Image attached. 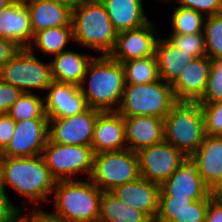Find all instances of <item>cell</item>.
Here are the masks:
<instances>
[{
	"label": "cell",
	"mask_w": 222,
	"mask_h": 222,
	"mask_svg": "<svg viewBox=\"0 0 222 222\" xmlns=\"http://www.w3.org/2000/svg\"><path fill=\"white\" fill-rule=\"evenodd\" d=\"M56 182L42 155L0 157L1 187L6 191V185L10 186L33 206L40 205L41 201L49 202Z\"/></svg>",
	"instance_id": "obj_1"
},
{
	"label": "cell",
	"mask_w": 222,
	"mask_h": 222,
	"mask_svg": "<svg viewBox=\"0 0 222 222\" xmlns=\"http://www.w3.org/2000/svg\"><path fill=\"white\" fill-rule=\"evenodd\" d=\"M125 85L122 63L109 55H100L89 63L79 87L88 107L105 112L118 110Z\"/></svg>",
	"instance_id": "obj_2"
},
{
	"label": "cell",
	"mask_w": 222,
	"mask_h": 222,
	"mask_svg": "<svg viewBox=\"0 0 222 222\" xmlns=\"http://www.w3.org/2000/svg\"><path fill=\"white\" fill-rule=\"evenodd\" d=\"M57 181L53 190L54 211L62 222H99L102 190L90 179Z\"/></svg>",
	"instance_id": "obj_3"
},
{
	"label": "cell",
	"mask_w": 222,
	"mask_h": 222,
	"mask_svg": "<svg viewBox=\"0 0 222 222\" xmlns=\"http://www.w3.org/2000/svg\"><path fill=\"white\" fill-rule=\"evenodd\" d=\"M71 24L76 43L100 55H109L113 51L118 32L101 0H86L72 9Z\"/></svg>",
	"instance_id": "obj_4"
},
{
	"label": "cell",
	"mask_w": 222,
	"mask_h": 222,
	"mask_svg": "<svg viewBox=\"0 0 222 222\" xmlns=\"http://www.w3.org/2000/svg\"><path fill=\"white\" fill-rule=\"evenodd\" d=\"M206 136L198 102L178 101L164 118V140L185 156L193 155Z\"/></svg>",
	"instance_id": "obj_5"
},
{
	"label": "cell",
	"mask_w": 222,
	"mask_h": 222,
	"mask_svg": "<svg viewBox=\"0 0 222 222\" xmlns=\"http://www.w3.org/2000/svg\"><path fill=\"white\" fill-rule=\"evenodd\" d=\"M177 102L173 88L162 79L148 84H126L117 112L122 116L164 119Z\"/></svg>",
	"instance_id": "obj_6"
},
{
	"label": "cell",
	"mask_w": 222,
	"mask_h": 222,
	"mask_svg": "<svg viewBox=\"0 0 222 222\" xmlns=\"http://www.w3.org/2000/svg\"><path fill=\"white\" fill-rule=\"evenodd\" d=\"M34 51L19 48L0 70V79L23 93H32L34 89L46 91L53 82L51 64L43 63Z\"/></svg>",
	"instance_id": "obj_7"
},
{
	"label": "cell",
	"mask_w": 222,
	"mask_h": 222,
	"mask_svg": "<svg viewBox=\"0 0 222 222\" xmlns=\"http://www.w3.org/2000/svg\"><path fill=\"white\" fill-rule=\"evenodd\" d=\"M140 176L137 153L125 149L94 154L89 179L98 189L111 191L116 186L134 181Z\"/></svg>",
	"instance_id": "obj_8"
},
{
	"label": "cell",
	"mask_w": 222,
	"mask_h": 222,
	"mask_svg": "<svg viewBox=\"0 0 222 222\" xmlns=\"http://www.w3.org/2000/svg\"><path fill=\"white\" fill-rule=\"evenodd\" d=\"M42 157L56 181L74 180L78 174L89 179L94 151L91 146L57 144L47 139Z\"/></svg>",
	"instance_id": "obj_9"
},
{
	"label": "cell",
	"mask_w": 222,
	"mask_h": 222,
	"mask_svg": "<svg viewBox=\"0 0 222 222\" xmlns=\"http://www.w3.org/2000/svg\"><path fill=\"white\" fill-rule=\"evenodd\" d=\"M101 112L88 107L74 116L48 118V139L57 144L91 146L94 125Z\"/></svg>",
	"instance_id": "obj_10"
},
{
	"label": "cell",
	"mask_w": 222,
	"mask_h": 222,
	"mask_svg": "<svg viewBox=\"0 0 222 222\" xmlns=\"http://www.w3.org/2000/svg\"><path fill=\"white\" fill-rule=\"evenodd\" d=\"M136 153L141 177L159 185L175 172L185 157L180 150L165 140Z\"/></svg>",
	"instance_id": "obj_11"
},
{
	"label": "cell",
	"mask_w": 222,
	"mask_h": 222,
	"mask_svg": "<svg viewBox=\"0 0 222 222\" xmlns=\"http://www.w3.org/2000/svg\"><path fill=\"white\" fill-rule=\"evenodd\" d=\"M159 197H180L193 201L211 198L210 188L198 172L197 161L185 156L175 172L160 185Z\"/></svg>",
	"instance_id": "obj_12"
},
{
	"label": "cell",
	"mask_w": 222,
	"mask_h": 222,
	"mask_svg": "<svg viewBox=\"0 0 222 222\" xmlns=\"http://www.w3.org/2000/svg\"><path fill=\"white\" fill-rule=\"evenodd\" d=\"M48 139V118L16 122L15 131L0 157H32L42 155Z\"/></svg>",
	"instance_id": "obj_13"
},
{
	"label": "cell",
	"mask_w": 222,
	"mask_h": 222,
	"mask_svg": "<svg viewBox=\"0 0 222 222\" xmlns=\"http://www.w3.org/2000/svg\"><path fill=\"white\" fill-rule=\"evenodd\" d=\"M149 20L141 27L119 32L113 51L109 56L120 63L131 59L155 56L156 45L160 36Z\"/></svg>",
	"instance_id": "obj_14"
},
{
	"label": "cell",
	"mask_w": 222,
	"mask_h": 222,
	"mask_svg": "<svg viewBox=\"0 0 222 222\" xmlns=\"http://www.w3.org/2000/svg\"><path fill=\"white\" fill-rule=\"evenodd\" d=\"M110 192L126 205L140 210L155 221L159 208V184L140 176L134 181L116 186Z\"/></svg>",
	"instance_id": "obj_15"
},
{
	"label": "cell",
	"mask_w": 222,
	"mask_h": 222,
	"mask_svg": "<svg viewBox=\"0 0 222 222\" xmlns=\"http://www.w3.org/2000/svg\"><path fill=\"white\" fill-rule=\"evenodd\" d=\"M44 98L48 118L70 117L88 108L80 87L74 84L52 82Z\"/></svg>",
	"instance_id": "obj_16"
},
{
	"label": "cell",
	"mask_w": 222,
	"mask_h": 222,
	"mask_svg": "<svg viewBox=\"0 0 222 222\" xmlns=\"http://www.w3.org/2000/svg\"><path fill=\"white\" fill-rule=\"evenodd\" d=\"M30 14L24 0H14L0 12V37L19 48H28L33 40Z\"/></svg>",
	"instance_id": "obj_17"
},
{
	"label": "cell",
	"mask_w": 222,
	"mask_h": 222,
	"mask_svg": "<svg viewBox=\"0 0 222 222\" xmlns=\"http://www.w3.org/2000/svg\"><path fill=\"white\" fill-rule=\"evenodd\" d=\"M212 63L208 56H203L183 66L179 77L171 85L177 101L196 102L202 96Z\"/></svg>",
	"instance_id": "obj_18"
},
{
	"label": "cell",
	"mask_w": 222,
	"mask_h": 222,
	"mask_svg": "<svg viewBox=\"0 0 222 222\" xmlns=\"http://www.w3.org/2000/svg\"><path fill=\"white\" fill-rule=\"evenodd\" d=\"M94 154L127 149L124 118L117 111L101 112L95 122L91 143Z\"/></svg>",
	"instance_id": "obj_19"
},
{
	"label": "cell",
	"mask_w": 222,
	"mask_h": 222,
	"mask_svg": "<svg viewBox=\"0 0 222 222\" xmlns=\"http://www.w3.org/2000/svg\"><path fill=\"white\" fill-rule=\"evenodd\" d=\"M127 149L134 152L164 141V119L154 116H123Z\"/></svg>",
	"instance_id": "obj_20"
},
{
	"label": "cell",
	"mask_w": 222,
	"mask_h": 222,
	"mask_svg": "<svg viewBox=\"0 0 222 222\" xmlns=\"http://www.w3.org/2000/svg\"><path fill=\"white\" fill-rule=\"evenodd\" d=\"M33 34L50 27L72 26V9L55 0H24Z\"/></svg>",
	"instance_id": "obj_21"
},
{
	"label": "cell",
	"mask_w": 222,
	"mask_h": 222,
	"mask_svg": "<svg viewBox=\"0 0 222 222\" xmlns=\"http://www.w3.org/2000/svg\"><path fill=\"white\" fill-rule=\"evenodd\" d=\"M94 55L80 54L70 49L54 55L51 64V76L54 82L80 86L89 63Z\"/></svg>",
	"instance_id": "obj_22"
},
{
	"label": "cell",
	"mask_w": 222,
	"mask_h": 222,
	"mask_svg": "<svg viewBox=\"0 0 222 222\" xmlns=\"http://www.w3.org/2000/svg\"><path fill=\"white\" fill-rule=\"evenodd\" d=\"M192 157L204 183L211 189L222 177V136L206 135Z\"/></svg>",
	"instance_id": "obj_23"
},
{
	"label": "cell",
	"mask_w": 222,
	"mask_h": 222,
	"mask_svg": "<svg viewBox=\"0 0 222 222\" xmlns=\"http://www.w3.org/2000/svg\"><path fill=\"white\" fill-rule=\"evenodd\" d=\"M155 58L158 67L159 78L172 85L179 77L183 66L190 65L195 59L187 52L178 49L166 38L159 37Z\"/></svg>",
	"instance_id": "obj_24"
},
{
	"label": "cell",
	"mask_w": 222,
	"mask_h": 222,
	"mask_svg": "<svg viewBox=\"0 0 222 222\" xmlns=\"http://www.w3.org/2000/svg\"><path fill=\"white\" fill-rule=\"evenodd\" d=\"M101 2L118 33L141 27L149 21L142 0H101Z\"/></svg>",
	"instance_id": "obj_25"
},
{
	"label": "cell",
	"mask_w": 222,
	"mask_h": 222,
	"mask_svg": "<svg viewBox=\"0 0 222 222\" xmlns=\"http://www.w3.org/2000/svg\"><path fill=\"white\" fill-rule=\"evenodd\" d=\"M99 222H153L145 213L126 205L110 191H103Z\"/></svg>",
	"instance_id": "obj_26"
},
{
	"label": "cell",
	"mask_w": 222,
	"mask_h": 222,
	"mask_svg": "<svg viewBox=\"0 0 222 222\" xmlns=\"http://www.w3.org/2000/svg\"><path fill=\"white\" fill-rule=\"evenodd\" d=\"M70 41H74L72 26L50 27L36 32L28 49L37 47L46 56H54L68 50Z\"/></svg>",
	"instance_id": "obj_27"
},
{
	"label": "cell",
	"mask_w": 222,
	"mask_h": 222,
	"mask_svg": "<svg viewBox=\"0 0 222 222\" xmlns=\"http://www.w3.org/2000/svg\"><path fill=\"white\" fill-rule=\"evenodd\" d=\"M122 65L126 84H148L160 79L155 56L131 59Z\"/></svg>",
	"instance_id": "obj_28"
},
{
	"label": "cell",
	"mask_w": 222,
	"mask_h": 222,
	"mask_svg": "<svg viewBox=\"0 0 222 222\" xmlns=\"http://www.w3.org/2000/svg\"><path fill=\"white\" fill-rule=\"evenodd\" d=\"M7 114L16 122L35 118H48L45 112L44 97L35 93H22L9 108Z\"/></svg>",
	"instance_id": "obj_29"
},
{
	"label": "cell",
	"mask_w": 222,
	"mask_h": 222,
	"mask_svg": "<svg viewBox=\"0 0 222 222\" xmlns=\"http://www.w3.org/2000/svg\"><path fill=\"white\" fill-rule=\"evenodd\" d=\"M205 16L201 13L182 7L174 6V11L170 17L171 34H196L204 33Z\"/></svg>",
	"instance_id": "obj_30"
},
{
	"label": "cell",
	"mask_w": 222,
	"mask_h": 222,
	"mask_svg": "<svg viewBox=\"0 0 222 222\" xmlns=\"http://www.w3.org/2000/svg\"><path fill=\"white\" fill-rule=\"evenodd\" d=\"M204 40L207 56L212 61L222 60V13L205 18Z\"/></svg>",
	"instance_id": "obj_31"
},
{
	"label": "cell",
	"mask_w": 222,
	"mask_h": 222,
	"mask_svg": "<svg viewBox=\"0 0 222 222\" xmlns=\"http://www.w3.org/2000/svg\"><path fill=\"white\" fill-rule=\"evenodd\" d=\"M166 39L178 49L189 53L195 58L207 56L204 33L170 34Z\"/></svg>",
	"instance_id": "obj_32"
},
{
	"label": "cell",
	"mask_w": 222,
	"mask_h": 222,
	"mask_svg": "<svg viewBox=\"0 0 222 222\" xmlns=\"http://www.w3.org/2000/svg\"><path fill=\"white\" fill-rule=\"evenodd\" d=\"M222 100V60L213 61L202 96L196 101L208 104Z\"/></svg>",
	"instance_id": "obj_33"
},
{
	"label": "cell",
	"mask_w": 222,
	"mask_h": 222,
	"mask_svg": "<svg viewBox=\"0 0 222 222\" xmlns=\"http://www.w3.org/2000/svg\"><path fill=\"white\" fill-rule=\"evenodd\" d=\"M194 201L180 197H159L158 214L154 222H172Z\"/></svg>",
	"instance_id": "obj_34"
},
{
	"label": "cell",
	"mask_w": 222,
	"mask_h": 222,
	"mask_svg": "<svg viewBox=\"0 0 222 222\" xmlns=\"http://www.w3.org/2000/svg\"><path fill=\"white\" fill-rule=\"evenodd\" d=\"M205 125V133L209 136H222V100L208 104H200Z\"/></svg>",
	"instance_id": "obj_35"
},
{
	"label": "cell",
	"mask_w": 222,
	"mask_h": 222,
	"mask_svg": "<svg viewBox=\"0 0 222 222\" xmlns=\"http://www.w3.org/2000/svg\"><path fill=\"white\" fill-rule=\"evenodd\" d=\"M173 2V0H165L163 2ZM180 6L193 9L205 17L218 15L222 13V0H175Z\"/></svg>",
	"instance_id": "obj_36"
},
{
	"label": "cell",
	"mask_w": 222,
	"mask_h": 222,
	"mask_svg": "<svg viewBox=\"0 0 222 222\" xmlns=\"http://www.w3.org/2000/svg\"><path fill=\"white\" fill-rule=\"evenodd\" d=\"M209 199L194 201L172 222H205Z\"/></svg>",
	"instance_id": "obj_37"
},
{
	"label": "cell",
	"mask_w": 222,
	"mask_h": 222,
	"mask_svg": "<svg viewBox=\"0 0 222 222\" xmlns=\"http://www.w3.org/2000/svg\"><path fill=\"white\" fill-rule=\"evenodd\" d=\"M0 185V222H17L20 211H24V206L13 205L12 200Z\"/></svg>",
	"instance_id": "obj_38"
},
{
	"label": "cell",
	"mask_w": 222,
	"mask_h": 222,
	"mask_svg": "<svg viewBox=\"0 0 222 222\" xmlns=\"http://www.w3.org/2000/svg\"><path fill=\"white\" fill-rule=\"evenodd\" d=\"M23 92L0 79V114L8 112Z\"/></svg>",
	"instance_id": "obj_39"
},
{
	"label": "cell",
	"mask_w": 222,
	"mask_h": 222,
	"mask_svg": "<svg viewBox=\"0 0 222 222\" xmlns=\"http://www.w3.org/2000/svg\"><path fill=\"white\" fill-rule=\"evenodd\" d=\"M16 121L7 113L0 114V153L7 147L15 131Z\"/></svg>",
	"instance_id": "obj_40"
},
{
	"label": "cell",
	"mask_w": 222,
	"mask_h": 222,
	"mask_svg": "<svg viewBox=\"0 0 222 222\" xmlns=\"http://www.w3.org/2000/svg\"><path fill=\"white\" fill-rule=\"evenodd\" d=\"M28 213H23V222H62L51 216L48 211H42V209H37V207L30 210Z\"/></svg>",
	"instance_id": "obj_41"
},
{
	"label": "cell",
	"mask_w": 222,
	"mask_h": 222,
	"mask_svg": "<svg viewBox=\"0 0 222 222\" xmlns=\"http://www.w3.org/2000/svg\"><path fill=\"white\" fill-rule=\"evenodd\" d=\"M18 50L19 47L11 40L0 37V70Z\"/></svg>",
	"instance_id": "obj_42"
},
{
	"label": "cell",
	"mask_w": 222,
	"mask_h": 222,
	"mask_svg": "<svg viewBox=\"0 0 222 222\" xmlns=\"http://www.w3.org/2000/svg\"><path fill=\"white\" fill-rule=\"evenodd\" d=\"M205 222H222V202L209 199Z\"/></svg>",
	"instance_id": "obj_43"
},
{
	"label": "cell",
	"mask_w": 222,
	"mask_h": 222,
	"mask_svg": "<svg viewBox=\"0 0 222 222\" xmlns=\"http://www.w3.org/2000/svg\"><path fill=\"white\" fill-rule=\"evenodd\" d=\"M211 198L222 202V177L221 179L210 189Z\"/></svg>",
	"instance_id": "obj_44"
},
{
	"label": "cell",
	"mask_w": 222,
	"mask_h": 222,
	"mask_svg": "<svg viewBox=\"0 0 222 222\" xmlns=\"http://www.w3.org/2000/svg\"><path fill=\"white\" fill-rule=\"evenodd\" d=\"M58 3H62L68 7H70L71 9H74L76 7H78L81 3L85 2L86 0H55Z\"/></svg>",
	"instance_id": "obj_45"
},
{
	"label": "cell",
	"mask_w": 222,
	"mask_h": 222,
	"mask_svg": "<svg viewBox=\"0 0 222 222\" xmlns=\"http://www.w3.org/2000/svg\"><path fill=\"white\" fill-rule=\"evenodd\" d=\"M14 0H0V12L7 7L9 4H11Z\"/></svg>",
	"instance_id": "obj_46"
},
{
	"label": "cell",
	"mask_w": 222,
	"mask_h": 222,
	"mask_svg": "<svg viewBox=\"0 0 222 222\" xmlns=\"http://www.w3.org/2000/svg\"><path fill=\"white\" fill-rule=\"evenodd\" d=\"M23 212L24 211H20L17 222H23Z\"/></svg>",
	"instance_id": "obj_47"
}]
</instances>
